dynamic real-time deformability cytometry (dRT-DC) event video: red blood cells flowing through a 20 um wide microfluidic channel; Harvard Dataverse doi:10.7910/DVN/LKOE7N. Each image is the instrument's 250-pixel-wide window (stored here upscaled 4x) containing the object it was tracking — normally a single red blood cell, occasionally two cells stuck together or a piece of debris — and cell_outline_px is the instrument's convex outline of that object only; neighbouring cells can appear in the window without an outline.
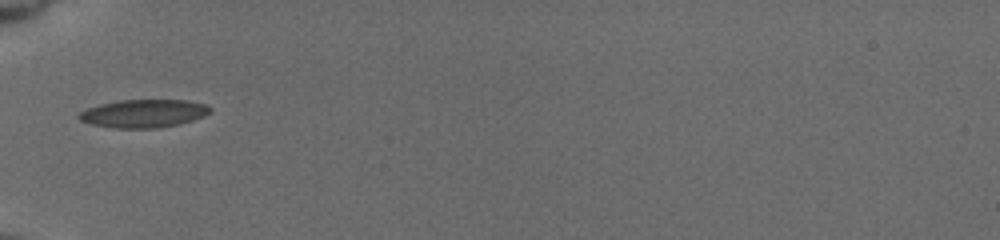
{"species": "common noctule bat (a hibernating species)", "species_latin": "Nyctalus noctula", "temperature_condition": "cold", "stored_images_in_passage": 23, "camera_frame_rate_fps": 3000, "um_per_image_px": 0.085, "animal": {"sex": "female", "body_mass_g": 19.5, "forearm_length_mm": 54.1}, "frame": {"image": 1, "passage_image": 1, "time_ms": 0.0, "image_size_px": [1000, 240], "cell_outline_px": [[212, 112], [204, 116], [180, 124], [156, 128], [112, 128], [92, 124], [80, 120], [76, 116], [80, 112], [88, 108], [100, 104], [120, 100], [188, 100], [208, 104], [212, 108]], "centroid_in_image_um": [12.25, 9.64], "position_along_channel_um": 72.8, "area_um2": 21.62}}
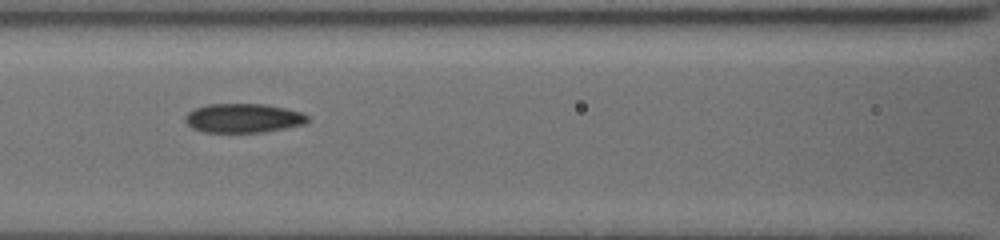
{"frame": {"image": 2, "passage_image": 7, "time_ms": 2.0, "image_size_px": [1000, 240], "cell_outline_px": [[308, 120], [304, 124], [264, 132], [204, 132], [192, 128], [184, 120], [184, 116], [188, 112], [196, 108], [208, 104], [264, 104], [284, 108], [300, 112], [308, 116]], "centroid_in_image_um": [20.65, 10.04], "position_along_channel_um": 146.0, "area_um2": 20.63}}
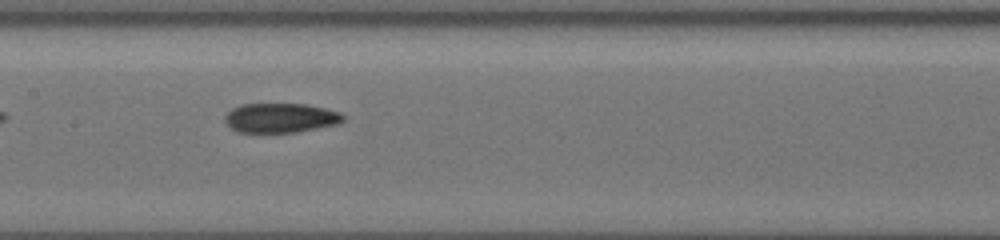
{"frame": {"image": 3, "passage_image": 10, "time_ms": 3.0, "image_size_px": [1000, 240], "cell_outline_px": [[344, 120], [340, 124], [296, 132], [240, 132], [232, 128], [224, 120], [224, 116], [232, 108], [240, 104], [308, 104], [340, 112], [344, 116]], "centroid_in_image_um": [23.87, 10.01], "position_along_channel_um": 183.5, "area_um2": 20.35}}